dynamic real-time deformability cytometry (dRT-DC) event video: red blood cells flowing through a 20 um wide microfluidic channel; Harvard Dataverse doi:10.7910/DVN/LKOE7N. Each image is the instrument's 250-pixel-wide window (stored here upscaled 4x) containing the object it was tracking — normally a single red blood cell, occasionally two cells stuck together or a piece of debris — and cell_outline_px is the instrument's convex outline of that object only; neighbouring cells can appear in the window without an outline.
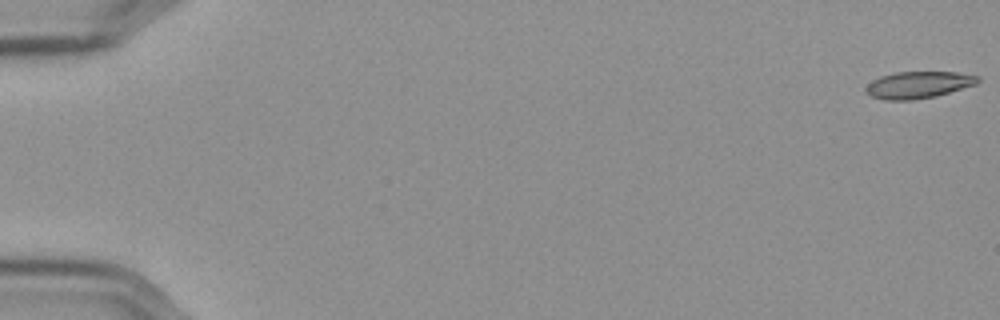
{"species": "Egyptian fruit bat (a non-hibernating species)", "species_latin": "Rousettus aegyptiacus", "temperature_condition": "cold", "stored_images_in_passage": 58, "camera_frame_rate_fps": 3000, "um_per_image_px": 0.085, "frame": {"image": 1, "passage_image": 1, "time_ms": 0.0, "image_size_px": [1000, 320], "cell_outline_px": [[980, 80], [976, 84], [936, 96], [912, 100], [884, 100], [872, 96], [864, 92], [864, 88], [872, 80], [880, 76], [896, 72], [956, 72], [980, 76]], "centroid_in_image_um": [78.04, 7.21], "position_along_channel_um": 7.0, "area_um2": 17.57}}
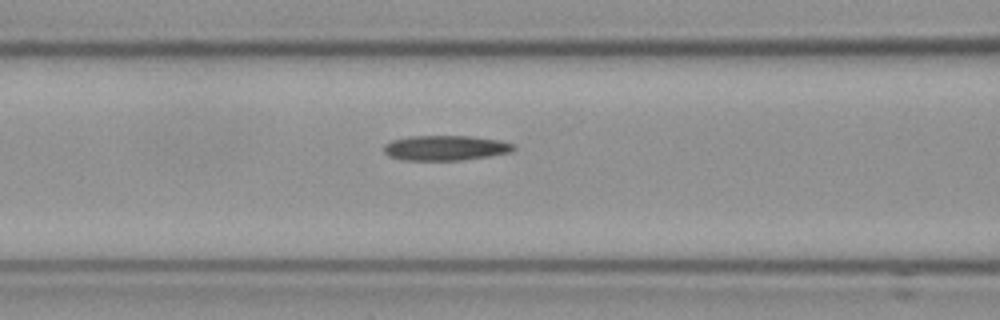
{"frame": {"image": 2, "passage_image": 25, "time_ms": 8.0, "image_size_px": [1000, 320], "cell_outline_px": [[516, 148], [512, 152], [488, 156], [460, 160], [404, 160], [388, 156], [384, 152], [384, 144], [392, 140], [408, 136], [472, 136], [500, 140], [516, 144]], "centroid_in_image_um": [37.88, 12.56], "position_along_channel_um": 128.7, "area_um2": 19.07}}
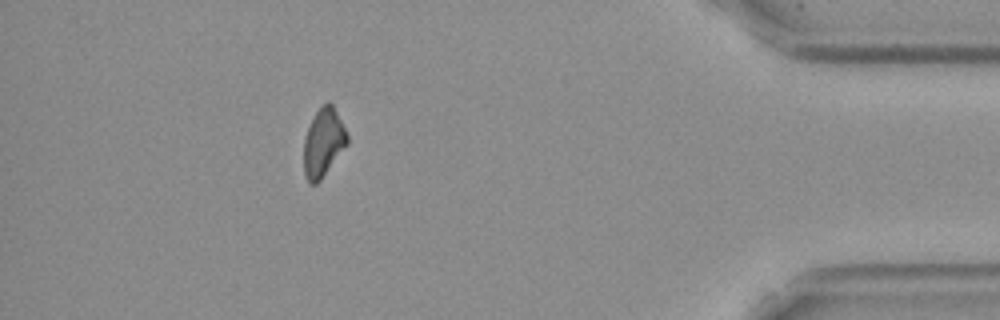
{"frame": {"image": 3, "passage_image": 52, "time_ms": 17.0, "image_size_px": [1000, 320], "cell_outline_px": [[348, 144], [320, 180], [316, 184], [308, 184], [304, 172], [304, 140], [308, 128], [316, 112], [328, 100], [332, 104], [348, 132]], "centroid_in_image_um": [27.5, 12.13], "position_along_channel_um": 407.7, "area_um2": 17.22}}